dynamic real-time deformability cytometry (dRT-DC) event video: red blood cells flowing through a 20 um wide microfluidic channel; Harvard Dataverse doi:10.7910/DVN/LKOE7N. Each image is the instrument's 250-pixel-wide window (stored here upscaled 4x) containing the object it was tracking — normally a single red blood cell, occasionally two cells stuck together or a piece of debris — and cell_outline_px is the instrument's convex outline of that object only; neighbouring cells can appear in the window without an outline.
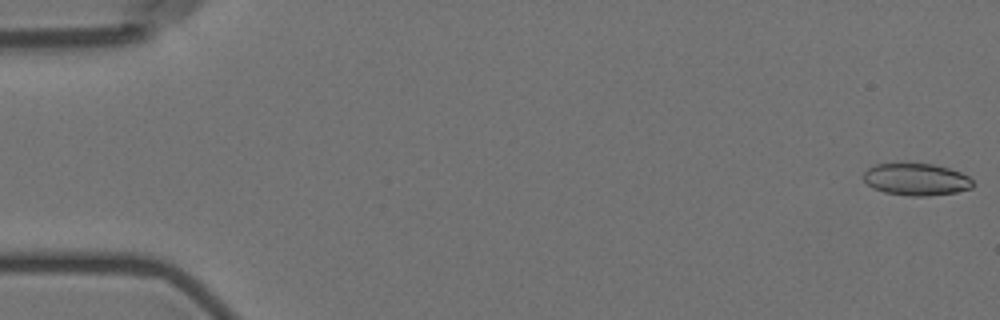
{"species": "Egyptian fruit bat (a non-hibernating species)", "species_latin": "Rousettus aegyptiacus", "temperature_condition": "room temperature", "stored_images_in_passage": 8, "camera_frame_rate_fps": 3000, "um_per_image_px": 0.085, "animal": {"sex": "female"}, "frame": {"image": 1, "passage_image": 1, "time_ms": 0.0, "image_size_px": [1000, 320], "cell_outline_px": [[972, 188], [956, 192], [928, 196], [908, 196], [884, 192], [872, 188], [864, 180], [864, 172], [868, 168], [876, 164], [932, 164], [948, 168], [960, 172], [968, 176], [972, 180]], "centroid_in_image_um": [77.87, 15.26], "position_along_channel_um": 7.1, "area_um2": 20.29}}
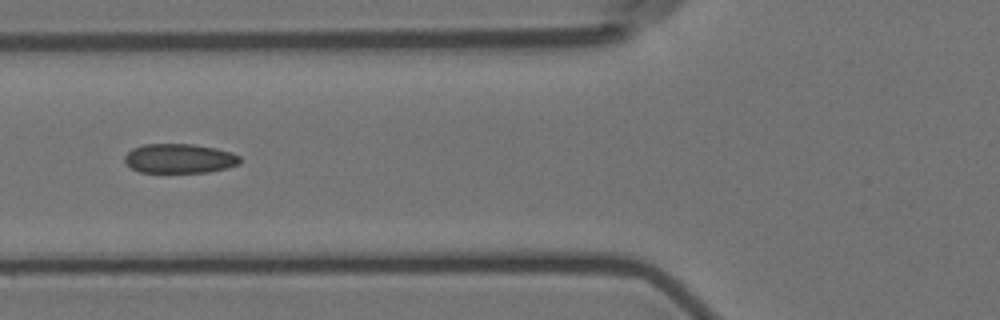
{"frame": {"image": 2, "passage_image": 7, "time_ms": 7.0, "image_size_px": [1000, 320], "cell_outline_px": [[240, 164], [208, 172], [140, 172], [124, 164], [124, 156], [132, 148], [144, 144], [192, 144], [216, 148], [232, 152], [240, 156]], "centroid_in_image_um": [15.23, 13.46], "position_along_channel_um": 110.6, "area_um2": 19.83}}
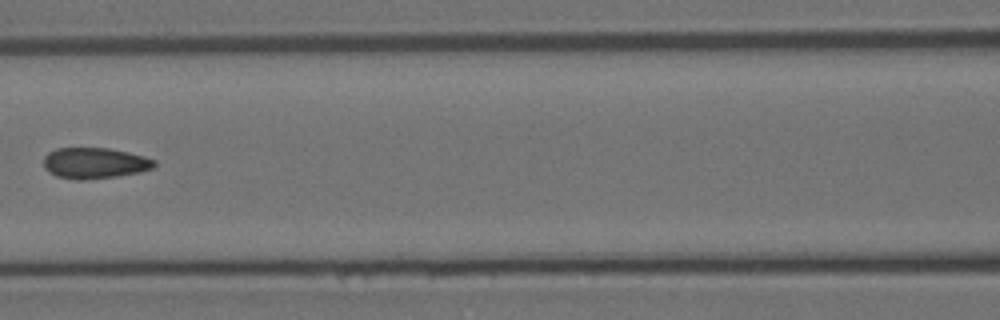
{"frame": {"image": 3, "passage_image": 8, "time_ms": 8.333, "image_size_px": [1000, 320], "cell_outline_px": [[156, 164], [152, 168], [140, 172], [116, 176], [84, 180], [76, 180], [56, 176], [48, 172], [44, 168], [44, 156], [48, 152], [56, 148], [108, 148], [128, 152], [144, 156], [156, 160]], "centroid_in_image_um": [8.02, 13.86], "position_along_channel_um": 158.6, "area_um2": 20.06}}